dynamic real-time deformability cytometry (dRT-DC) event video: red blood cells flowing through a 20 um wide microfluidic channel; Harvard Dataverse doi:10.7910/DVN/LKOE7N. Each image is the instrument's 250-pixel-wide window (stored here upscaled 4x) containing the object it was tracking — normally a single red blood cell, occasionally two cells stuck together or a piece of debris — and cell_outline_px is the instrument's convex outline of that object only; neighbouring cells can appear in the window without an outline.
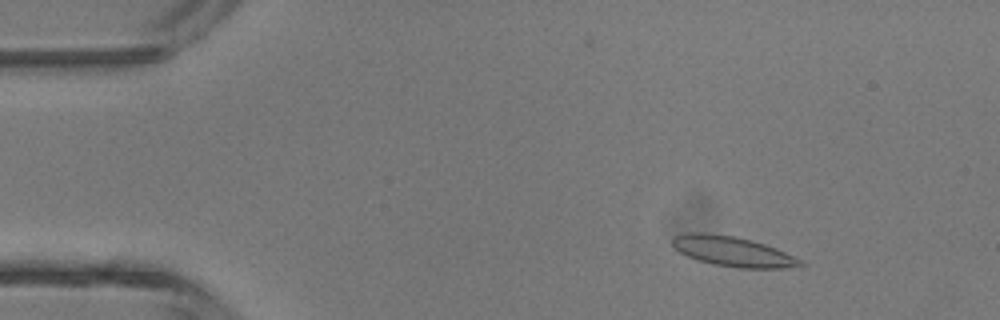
{"species": "common noctule bat (a hibernating species)", "species_latin": "Nyctalus noctula", "temperature_condition": "room temperature", "stored_images_in_passage": 45, "camera_frame_rate_fps": 3000, "um_per_image_px": 0.085, "animal": {"sex": "male", "body_mass_g": 13.3}, "frame": {"image": 1, "passage_image": 5, "time_ms": 1.333, "image_size_px": [1000, 320], "cell_outline_px": [[808, 264], [800, 268], [736, 268], [712, 264], [696, 260], [672, 248], [672, 236], [688, 232], [704, 232], [736, 236], [752, 240], [776, 248]], "centroid_in_image_um": [62.27, 21.38], "position_along_channel_um": 22.7, "area_um2": 22.77}}
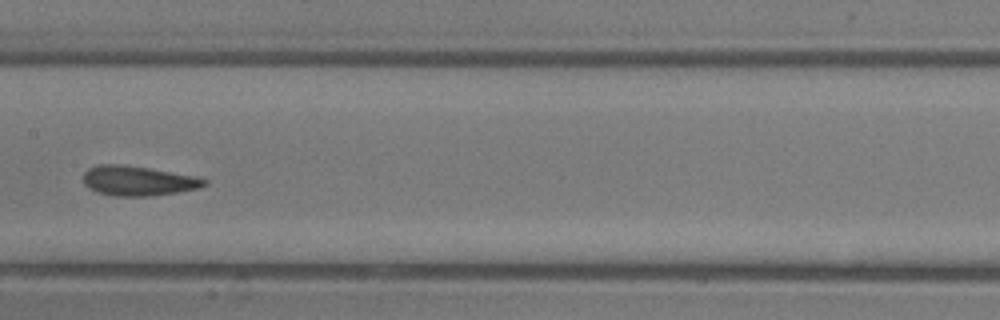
{"frame": {"image": 2, "passage_image": 22, "time_ms": 7.0, "image_size_px": [1000, 320], "cell_outline_px": [[208, 184], [200, 188], [176, 192], [148, 196], [116, 196], [96, 192], [84, 184], [84, 172], [88, 168], [96, 164], [116, 164], [148, 168], [196, 176], [208, 180]], "centroid_in_image_um": [11.74, 15.36], "position_along_channel_um": 195.7, "area_um2": 20.92}}
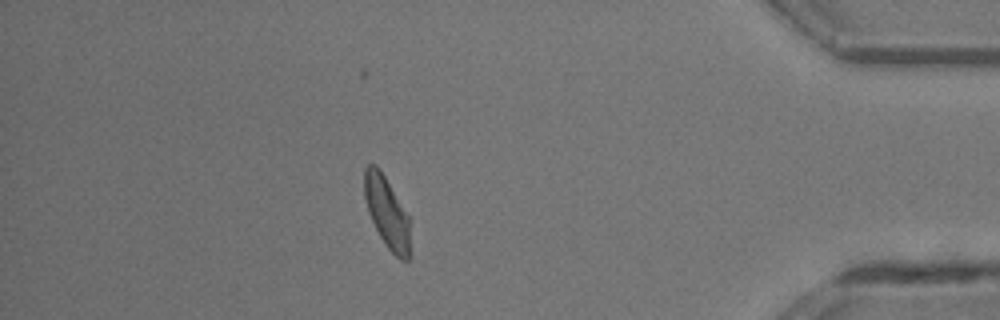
{"frame": {"image": 3, "passage_image": 39, "time_ms": 12.667, "image_size_px": [1000, 320], "cell_outline_px": [[412, 256], [408, 260], [400, 260], [388, 248], [380, 236], [368, 212], [364, 196], [364, 168], [368, 164], [376, 164], [380, 168], [408, 216]], "centroid_in_image_um": [32.9, 18.07], "position_along_channel_um": 402.3, "area_um2": 19.07}, "authors_computed_cell_mechanics": {"area_um2": 20.4612, "velocity_mm_per_s": 4.45, "shape_relaxation_time_tau1_ms": 3.119, "shape_relaxation_time_tau2_ms": 0.9988, "deformation_change_tau1": 0.1287, "deformation_change_tau2": 0.0873}}